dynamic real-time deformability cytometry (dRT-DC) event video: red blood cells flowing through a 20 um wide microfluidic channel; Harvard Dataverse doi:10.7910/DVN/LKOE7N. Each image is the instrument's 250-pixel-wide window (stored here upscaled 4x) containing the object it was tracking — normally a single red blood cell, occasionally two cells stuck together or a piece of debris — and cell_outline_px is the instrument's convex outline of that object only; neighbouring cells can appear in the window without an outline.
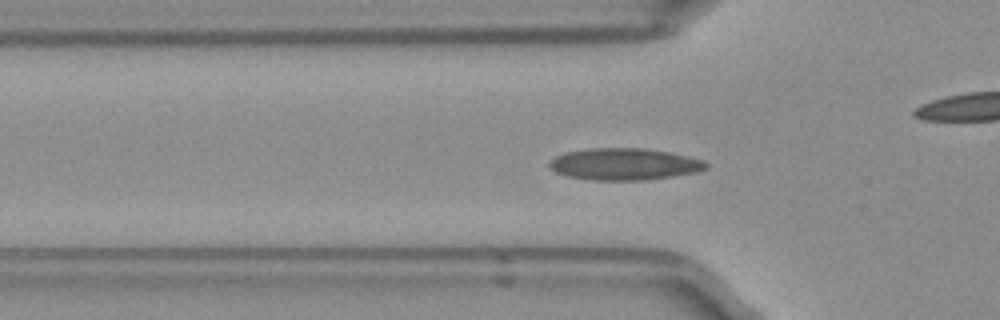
{"species": "Egyptian fruit bat (a non-hibernating species)", "species_latin": "Rousettus aegyptiacus", "temperature_condition": "room temperature", "stored_images_in_passage": 51, "camera_frame_rate_fps": 3000, "um_per_image_px": 0.085, "frame": {"image": 1, "passage_image": 15, "time_ms": 4.667, "image_size_px": [1000, 320], "cell_outline_px": [[708, 168], [696, 172], [672, 176], [644, 180], [592, 180], [568, 176], [556, 172], [548, 164], [556, 156], [568, 152], [588, 148], [644, 148], [668, 152], [688, 156], [704, 160], [708, 164]], "centroid_in_image_um": [53.1, 13.95], "position_along_channel_um": 72.7, "area_um2": 28.84}}
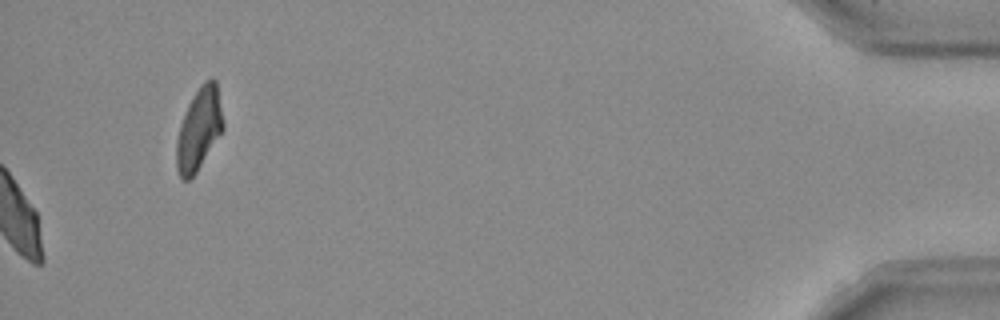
{"frame": {"image": 2, "passage_image": 51, "time_ms": 16.667, "image_size_px": [1000, 320], "cell_outline_px": [[224, 128], [196, 172], [188, 180], [184, 180], [180, 176], [176, 168], [176, 140], [180, 124], [188, 104], [192, 96], [200, 84], [204, 80], [212, 76], [216, 80], [224, 120]], "centroid_in_image_um": [16.91, 10.91], "position_along_channel_um": 418.3, "area_um2": 22.43}, "authors_computed_cell_mechanics": {"area_um2": 25.8944, "velocity_mm_per_s": 3.9228, "shape_relaxation_time_tau1_ms": null, "shape_relaxation_time_tau2_ms": 1.2646, "deformation_change_tau1": null, "deformation_change_tau2": 0.0564}}